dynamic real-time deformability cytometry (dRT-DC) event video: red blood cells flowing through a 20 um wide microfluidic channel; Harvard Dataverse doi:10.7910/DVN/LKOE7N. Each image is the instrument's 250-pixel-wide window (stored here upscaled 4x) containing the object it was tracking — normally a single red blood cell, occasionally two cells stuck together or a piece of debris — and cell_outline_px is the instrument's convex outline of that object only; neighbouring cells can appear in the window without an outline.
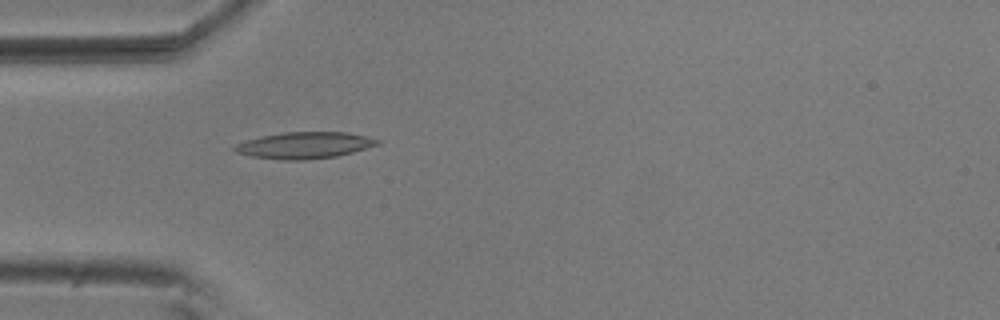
{"species": "common noctule bat (a hibernating species)", "species_latin": "Nyctalus noctula", "temperature_condition": "room temperature", "stored_images_in_passage": 50, "camera_frame_rate_fps": 3000, "um_per_image_px": 0.085, "animal": {"sex": "male", "body_mass_g": 20.5, "forearm_length_mm": 52.5}, "frame": {"image": 1, "passage_image": 12, "time_ms": 3.667, "image_size_px": [1000, 320], "cell_outline_px": [[380, 144], [352, 152], [336, 156], [304, 160], [280, 160], [252, 156], [236, 152], [232, 148], [236, 144], [260, 136], [284, 132], [348, 132], [380, 140]], "centroid_in_image_um": [25.87, 12.35], "position_along_channel_um": 59.1, "area_um2": 21.91}}
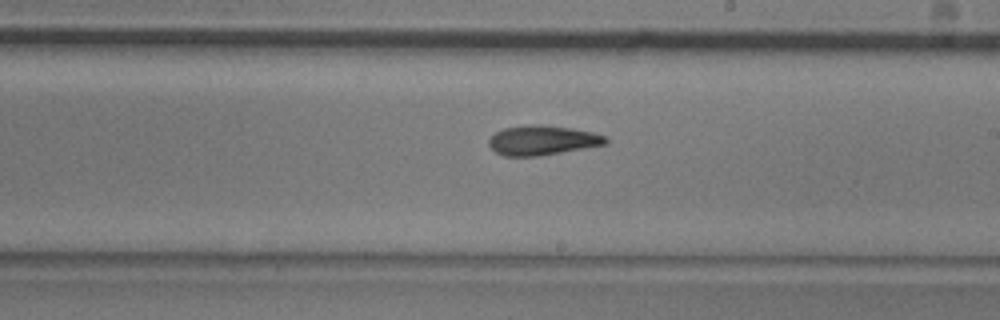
{"frame": {"image": 2, "passage_image": 27, "time_ms": 8.667, "image_size_px": [1000, 320], "cell_outline_px": [[608, 140], [604, 144], [540, 156], [504, 156], [496, 152], [488, 144], [488, 140], [496, 132], [504, 128], [528, 124], [540, 124], [572, 128], [592, 132], [604, 136]], "centroid_in_image_um": [46.06, 11.91], "position_along_channel_um": 242.9, "area_um2": 20.0}}
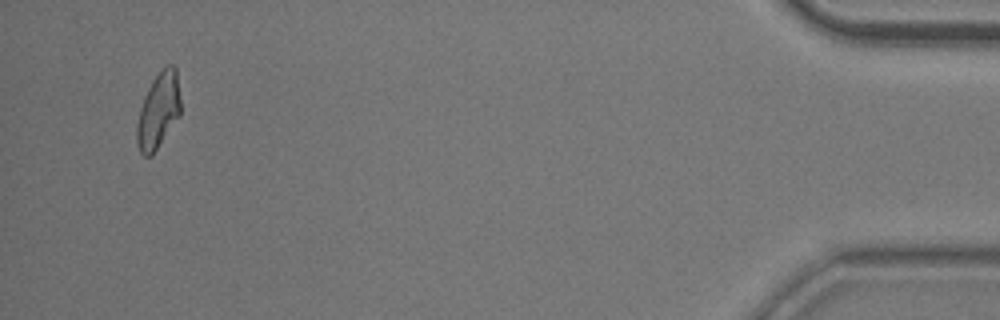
{"frame": {"image": 3, "passage_image": 48, "time_ms": 15.667, "image_size_px": [1000, 320], "cell_outline_px": [[180, 116], [152, 156], [144, 156], [140, 152], [136, 140], [136, 128], [140, 108], [144, 96], [152, 80], [168, 64], [172, 64], [176, 68], [180, 100]], "centroid_in_image_um": [13.46, 9.43], "position_along_channel_um": 421.7, "area_um2": 19.25}, "authors_computed_cell_mechanics": {"area_um2": 19.6809, "velocity_mm_per_s": 3.7124, "shape_relaxation_time_tau1_ms": 8.4082, "shape_relaxation_time_tau2_ms": 4.8541, "deformation_change_tau1": 0.1985, "deformation_change_tau2": 0.1291}}